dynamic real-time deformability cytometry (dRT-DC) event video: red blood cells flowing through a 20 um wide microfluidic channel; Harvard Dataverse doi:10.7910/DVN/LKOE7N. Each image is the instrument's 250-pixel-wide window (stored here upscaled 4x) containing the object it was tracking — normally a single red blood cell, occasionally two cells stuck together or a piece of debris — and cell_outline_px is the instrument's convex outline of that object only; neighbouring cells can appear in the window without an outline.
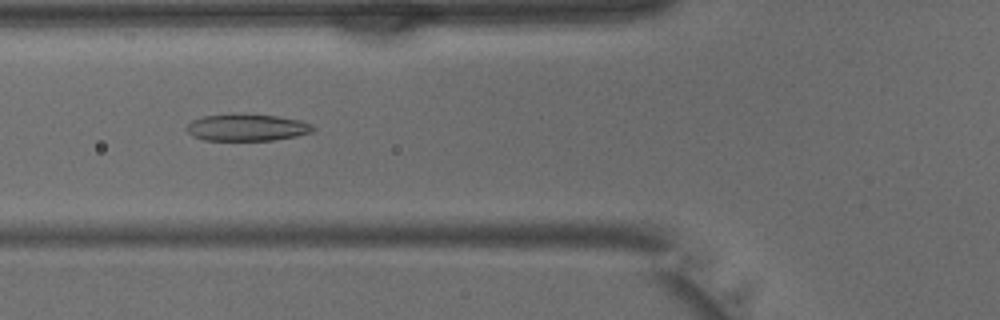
{"species": "common noctule bat (a hibernating species)", "species_latin": "Nyctalus noctula", "temperature_condition": "warm", "stored_images_in_passage": 41, "camera_frame_rate_fps": 3000, "um_per_image_px": 0.085, "animal": {"sex": "male", "body_mass_g": 15.6}, "frame": {"image": 1, "passage_image": 15, "time_ms": 4.667, "image_size_px": [1000, 320], "cell_outline_px": [[316, 128], [312, 132], [296, 136], [272, 140], [204, 140], [192, 136], [184, 128], [192, 120], [204, 116], [232, 112], [244, 112], [276, 116], [300, 120], [312, 124]], "centroid_in_image_um": [20.96, 10.8], "position_along_channel_um": 104.8, "area_um2": 20.35}}
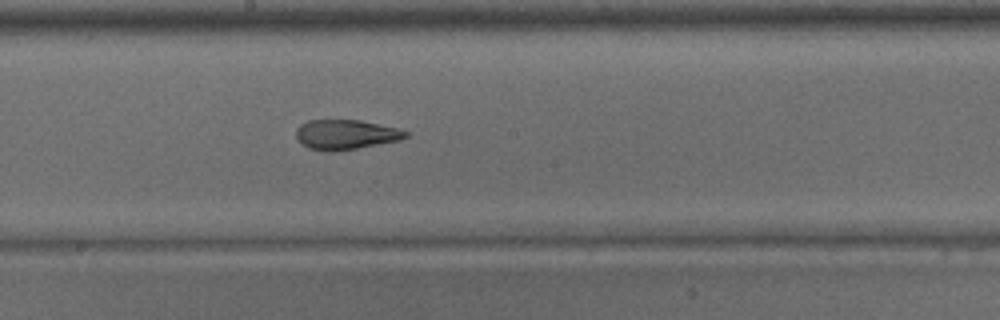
{"frame": {"image": 2, "passage_image": 22, "time_ms": 7.0, "image_size_px": [1000, 320], "cell_outline_px": [[408, 136], [400, 140], [356, 148], [332, 152], [308, 148], [296, 140], [296, 128], [300, 124], [308, 120], [360, 120], [400, 128], [408, 132]], "centroid_in_image_um": [29.37, 11.43], "position_along_channel_um": 218.8, "area_um2": 19.13}}
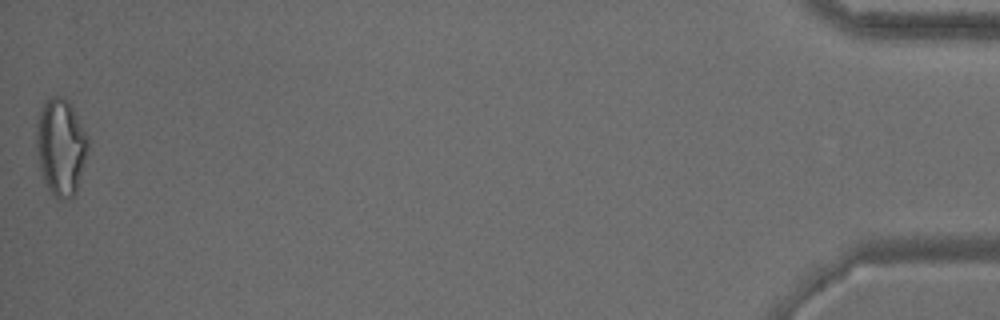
{"frame": {"image": 3, "passage_image": 41, "time_ms": 13.333, "image_size_px": [1000, 320], "cell_outline_px": [[88, 148], [76, 192], [72, 196], [60, 200], [48, 188], [44, 180], [40, 168], [36, 148], [36, 128], [40, 112], [44, 100], [52, 96], [64, 96], [68, 100], [88, 136]], "centroid_in_image_um": [5.16, 12.44], "position_along_channel_um": 430.0, "area_um2": 28.84}}